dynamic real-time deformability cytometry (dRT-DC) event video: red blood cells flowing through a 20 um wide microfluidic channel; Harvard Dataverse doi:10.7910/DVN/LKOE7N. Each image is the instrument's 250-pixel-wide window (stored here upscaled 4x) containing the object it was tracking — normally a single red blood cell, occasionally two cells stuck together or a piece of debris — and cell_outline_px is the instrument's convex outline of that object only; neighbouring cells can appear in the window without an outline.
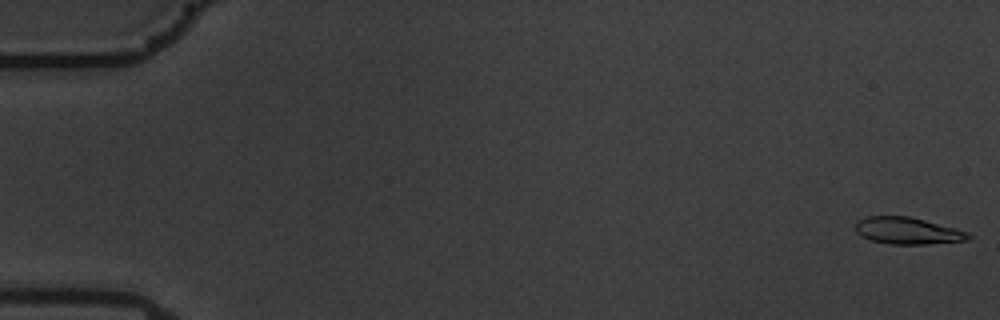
{"species": "common noctule bat (a hibernating species)", "species_latin": "Nyctalus noctula", "temperature_condition": "warm", "stored_images_in_passage": 38, "camera_frame_rate_fps": 3000, "um_per_image_px": 0.085, "animal": {"sex": "male", "body_mass_g": 19.5, "forearm_length_mm": 54.6}, "frame": {"image": 1, "passage_image": 1, "time_ms": 0.0, "image_size_px": [1000, 320], "cell_outline_px": [[972, 236], [968, 240], [924, 244], [888, 244], [872, 240], [860, 236], [856, 232], [856, 224], [860, 220], [868, 216], [908, 216], [924, 220], [968, 232]], "centroid_in_image_um": [77.13, 19.62], "position_along_channel_um": 7.9, "area_um2": 17.4}}
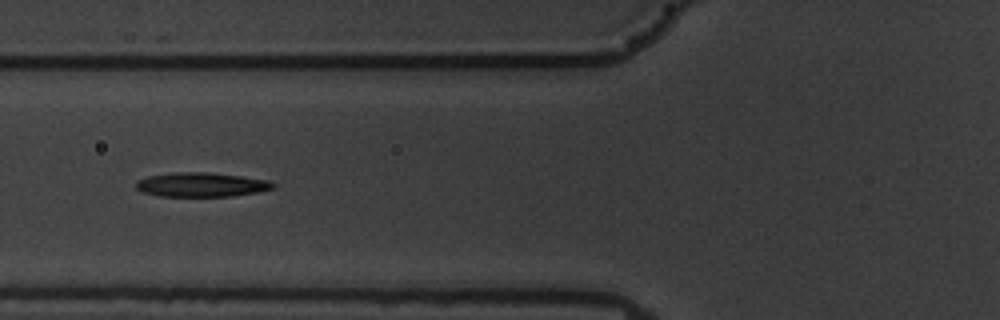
{"frame": {"image": 2, "passage_image": 23, "time_ms": 7.333, "image_size_px": [1000, 320], "cell_outline_px": [[276, 188], [256, 192], [232, 196], [160, 196], [144, 192], [136, 188], [136, 180], [148, 176], [172, 172], [208, 172], [240, 176], [268, 180], [276, 184]], "centroid_in_image_um": [17.12, 15.69], "position_along_channel_um": 108.7, "area_um2": 19.36}}
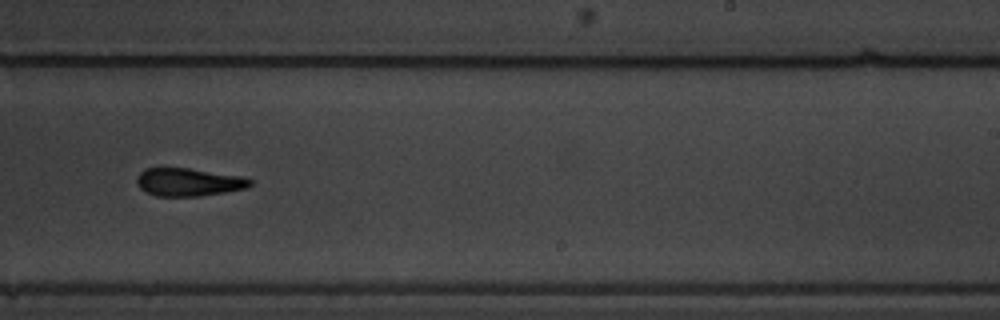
{"frame": {"image": 3, "passage_image": 37, "time_ms": 12.0, "image_size_px": [1000, 320], "cell_outline_px": [[252, 184], [248, 188], [200, 196], [156, 196], [140, 188], [136, 184], [136, 176], [144, 168], [188, 168], [244, 176], [252, 180]], "centroid_in_image_um": [16.04, 15.47], "position_along_channel_um": 273.0, "area_um2": 18.61}}